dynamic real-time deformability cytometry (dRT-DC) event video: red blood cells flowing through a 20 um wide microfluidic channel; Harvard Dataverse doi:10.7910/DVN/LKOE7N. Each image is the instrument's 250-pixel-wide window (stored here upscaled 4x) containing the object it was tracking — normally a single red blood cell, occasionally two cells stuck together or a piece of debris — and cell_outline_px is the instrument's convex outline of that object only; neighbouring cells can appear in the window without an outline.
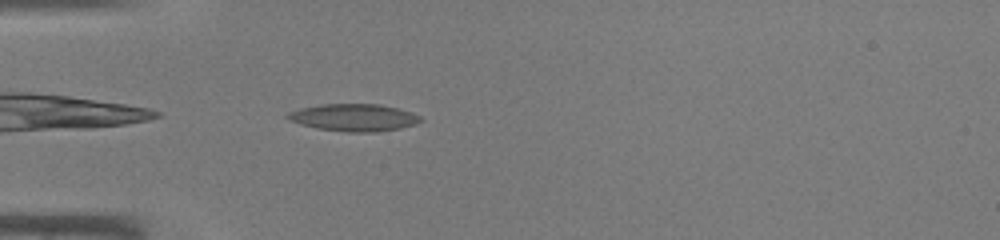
{"species": "common noctule bat (a hibernating species)", "species_latin": "Nyctalus noctula", "temperature_condition": "warm", "stored_images_in_passage": 32, "camera_frame_rate_fps": 3000, "um_per_image_px": 0.085, "animal": {"sex": "male", "body_mass_g": 19.0, "forearm_length_mm": 50.8}, "frame": {"image": 1, "passage_image": 1, "time_ms": 0.0, "image_size_px": [1000, 240], "cell_outline_px": [[424, 120], [416, 124], [400, 128], [376, 132], [348, 132], [320, 128], [300, 124], [288, 120], [284, 116], [288, 112], [300, 108], [324, 104], [380, 104], [412, 112], [420, 116]], "centroid_in_image_um": [30.09, 9.99], "position_along_channel_um": 54.9, "area_um2": 21.1}}
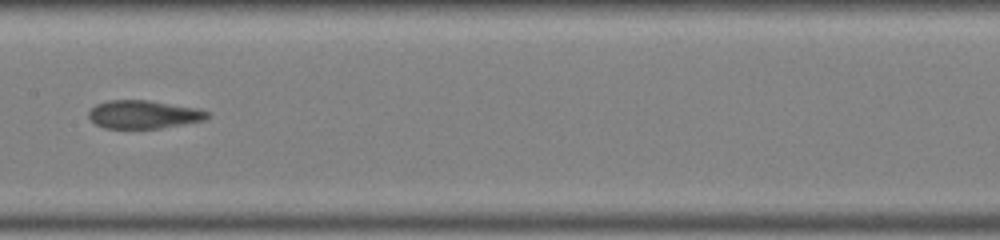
{"frame": {"image": 2, "passage_image": 11, "time_ms": 3.333, "image_size_px": [1000, 240], "cell_outline_px": [[208, 116], [204, 120], [160, 128], [104, 128], [96, 124], [88, 116], [88, 112], [96, 104], [108, 100], [148, 100], [200, 108], [208, 112]], "centroid_in_image_um": [12.2, 9.72], "position_along_channel_um": 195.2, "area_um2": 19.42}}
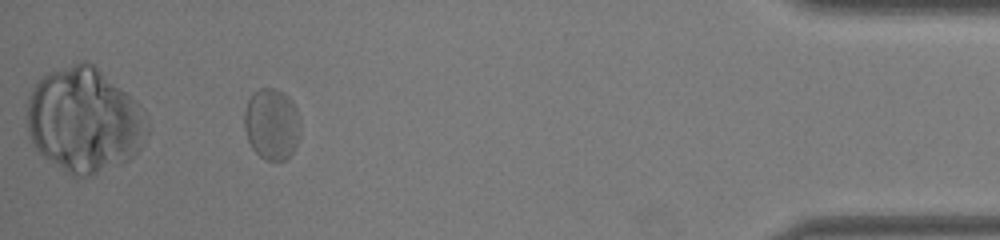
{"frame": {"image": 3, "passage_image": 29, "time_ms": 9.333, "image_size_px": [1000, 240], "cell_outline_px": [[300, 136], [292, 152], [284, 160], [264, 160], [252, 148], [248, 140], [244, 128], [244, 112], [248, 100], [260, 88], [276, 88], [284, 92], [292, 100], [300, 116]], "centroid_in_image_um": [23.11, 10.54], "position_along_channel_um": 412.1, "area_um2": 23.47}}